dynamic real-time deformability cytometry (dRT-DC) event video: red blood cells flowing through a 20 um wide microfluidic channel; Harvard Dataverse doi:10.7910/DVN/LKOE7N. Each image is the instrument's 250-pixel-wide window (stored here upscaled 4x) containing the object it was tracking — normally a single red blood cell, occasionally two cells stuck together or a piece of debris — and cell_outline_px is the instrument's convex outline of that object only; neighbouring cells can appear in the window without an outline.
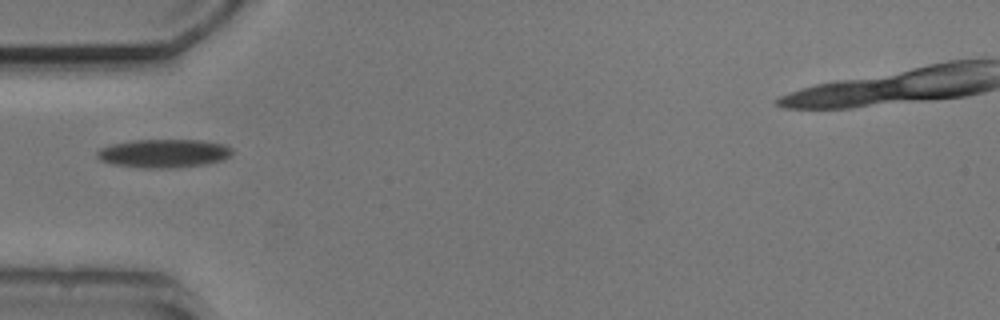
{"species": "common noctule bat (a hibernating species)", "species_latin": "Nyctalus noctula", "temperature_condition": "cold", "stored_images_in_passage": 4, "camera_frame_rate_fps": 3000, "um_per_image_px": 0.085, "animal": {"sex": "male", "body_mass_g": 20.5, "forearm_length_mm": 52.5}, "frame": {"image": 1, "passage_image": 3, "time_ms": 4.0, "image_size_px": [1000, 320], "cell_outline_px": [[232, 156], [224, 160], [204, 164], [176, 168], [140, 168], [112, 164], [100, 160], [96, 156], [96, 152], [100, 148], [112, 144], [132, 140], [200, 140], [224, 144], [232, 148]], "centroid_in_image_um": [13.92, 13.04], "position_along_channel_um": 71.1, "area_um2": 22.66}}